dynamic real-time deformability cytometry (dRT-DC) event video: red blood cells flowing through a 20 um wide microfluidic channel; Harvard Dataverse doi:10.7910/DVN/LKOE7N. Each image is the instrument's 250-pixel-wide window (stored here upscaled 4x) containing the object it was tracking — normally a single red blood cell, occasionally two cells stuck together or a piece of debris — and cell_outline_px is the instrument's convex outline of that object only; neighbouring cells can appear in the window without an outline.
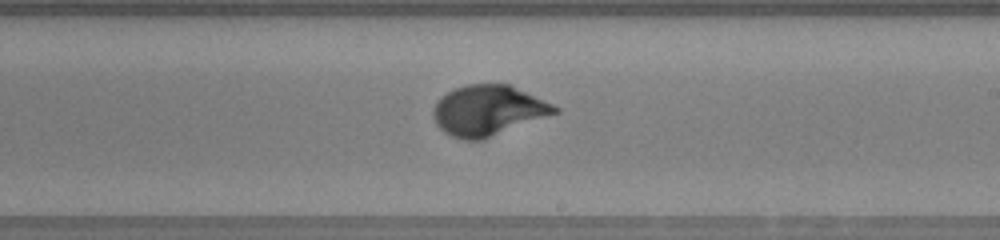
{"species": "human", "species_latin": "Homo sapiens", "temperature_condition": "warm", "stored_images_in_passage": 48, "camera_frame_rate_fps": 3000, "um_per_image_px": 0.085, "donor": {"sex": "female"}, "frame": {"image": 1, "passage_image": 27, "time_ms": 8.667, "image_size_px": [1000, 240], "cell_outline_px": [[560, 112], [480, 140], [464, 140], [452, 136], [444, 132], [436, 124], [432, 116], [432, 108], [436, 100], [440, 96], [456, 88], [468, 84], [508, 84], [552, 104], [560, 108]], "centroid_in_image_um": [41.44, 9.39], "position_along_channel_um": 247.6, "area_um2": 35.37}}
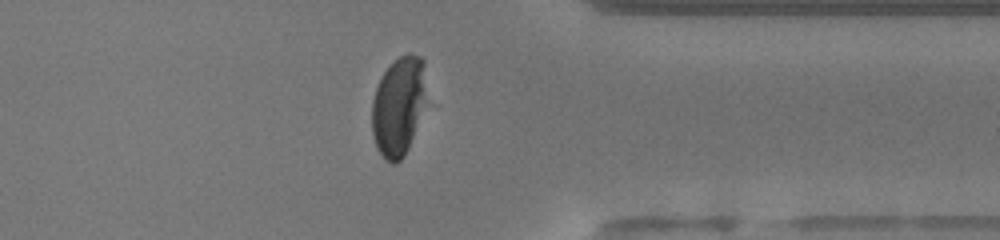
{"frame": {"image": 2, "passage_image": 37, "time_ms": 12.0, "image_size_px": [1000, 240], "cell_outline_px": [[424, 64], [420, 96], [412, 136], [408, 148], [404, 156], [396, 164], [392, 164], [384, 160], [376, 148], [372, 136], [372, 100], [376, 88], [384, 72], [400, 56], [420, 56], [424, 60]], "centroid_in_image_um": [33.73, 9.12], "position_along_channel_um": 377.7, "area_um2": 29.36}}
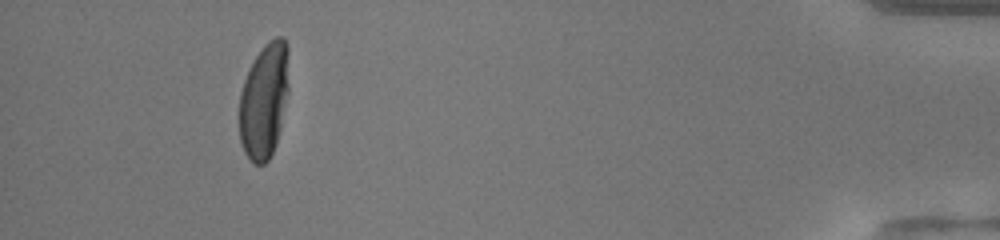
{"frame": {"image": 3, "passage_image": 44, "time_ms": 14.333, "image_size_px": [1000, 240], "cell_outline_px": [[288, 92], [280, 128], [276, 144], [268, 160], [264, 164], [252, 164], [248, 160], [244, 152], [240, 140], [240, 92], [244, 80], [256, 56], [264, 44], [276, 36], [284, 36], [288, 44]], "centroid_in_image_um": [22.46, 8.55], "position_along_channel_um": 412.7, "area_um2": 33.41}, "authors_computed_cell_mechanics": {"area_um2": 34.102, "velocity_mm_per_s": 4.1664, "shape_relaxation_time_tau1_ms": 2.8788, "shape_relaxation_time_tau2_ms": null, "deformation_change_tau1": 0.2016, "deformation_change_tau2": null}}